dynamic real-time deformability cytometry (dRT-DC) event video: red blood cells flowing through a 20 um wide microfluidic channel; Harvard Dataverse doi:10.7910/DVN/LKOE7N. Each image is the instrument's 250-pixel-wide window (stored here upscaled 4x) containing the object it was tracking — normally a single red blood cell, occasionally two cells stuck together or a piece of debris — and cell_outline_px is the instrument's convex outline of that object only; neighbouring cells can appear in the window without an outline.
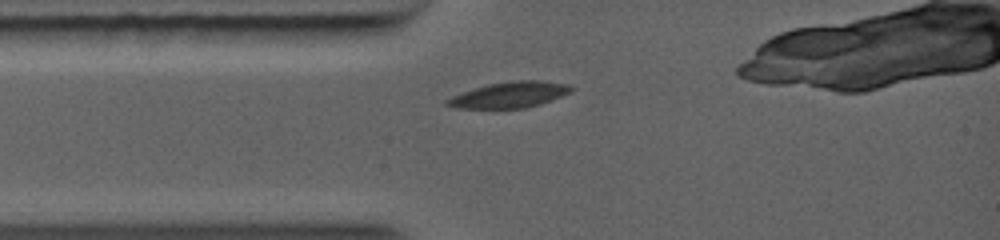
{"species": "common noctule bat (a hibernating species)", "species_latin": "Nyctalus noctula", "temperature_condition": "warm", "stored_images_in_passage": 6, "camera_frame_rate_fps": 5000, "um_per_image_px": 0.085, "animal": {"sex": "female", "body_mass_g": 19.0, "forearm_length_mm": 56.7}, "frame": {"image": 1, "passage_image": 1, "time_ms": 0.0, "image_size_px": [1000, 240], "cell_outline_px": [[576, 88], [572, 92], [552, 100], [540, 104], [524, 108], [456, 108], [444, 104], [444, 100], [452, 96], [488, 84], [512, 80], [544, 80], [572, 84]], "centroid_in_image_um": [43.4, 8.04], "position_along_channel_um": 41.6, "area_um2": 18.96}}
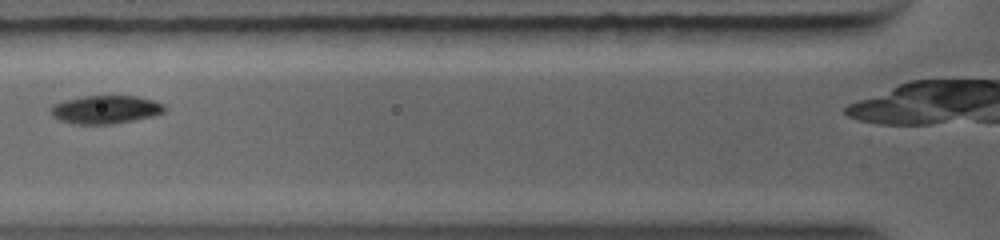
{"frame": {"image": 2, "passage_image": 4, "time_ms": 1.6, "image_size_px": [1000, 240], "cell_outline_px": [[164, 112], [152, 116], [132, 120], [108, 124], [80, 124], [60, 120], [52, 116], [52, 108], [56, 104], [64, 100], [80, 96], [136, 96], [152, 100], [164, 104]], "centroid_in_image_um": [8.98, 9.3], "position_along_channel_um": 116.8, "area_um2": 18.32}}
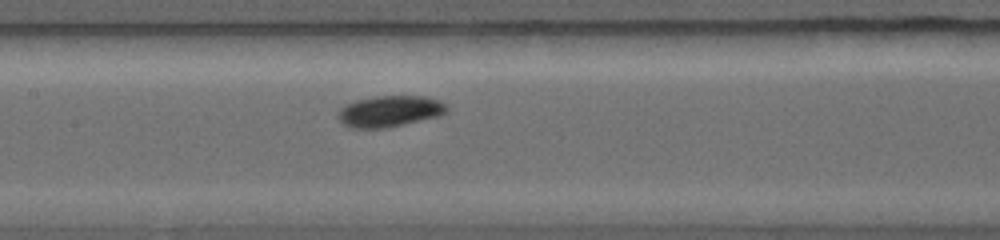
{"frame": {"image": 3, "passage_image": 6, "time_ms": 2.8, "image_size_px": [1000, 240], "cell_outline_px": [[448, 112], [436, 116], [400, 124], [376, 128], [364, 128], [344, 124], [340, 120], [340, 108], [356, 100], [376, 96], [428, 96], [440, 100], [448, 108]], "centroid_in_image_um": [33.18, 9.41], "position_along_channel_um": 174.2, "area_um2": 19.02}}